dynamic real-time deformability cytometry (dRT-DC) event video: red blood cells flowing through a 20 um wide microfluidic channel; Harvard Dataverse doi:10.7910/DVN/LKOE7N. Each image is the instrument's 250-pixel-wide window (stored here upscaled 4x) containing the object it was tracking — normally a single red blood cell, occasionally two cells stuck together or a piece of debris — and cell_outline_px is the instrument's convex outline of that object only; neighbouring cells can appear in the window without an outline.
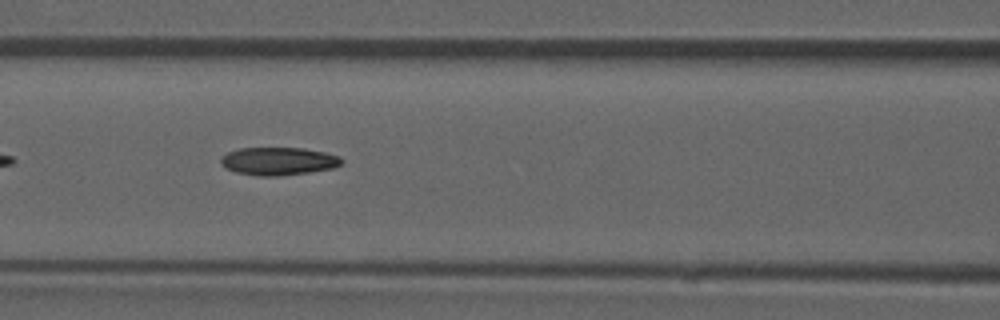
{"species": "common noctule bat (a hibernating species)", "species_latin": "Nyctalus noctula", "temperature_condition": "room temperature", "stored_images_in_passage": 29, "camera_frame_rate_fps": 3000, "um_per_image_px": 0.085, "animal": {"sex": "male", "forearm_length_mm": 52.5}, "frame": {"image": 1, "passage_image": 9, "time_ms": 2.667, "image_size_px": [1000, 320], "cell_outline_px": [[344, 160], [340, 164], [332, 168], [308, 172], [280, 176], [260, 176], [236, 172], [224, 168], [220, 164], [220, 156], [228, 152], [240, 148], [304, 148], [324, 152], [340, 156]], "centroid_in_image_um": [23.63, 13.7], "position_along_channel_um": 143.0, "area_um2": 19.71}}